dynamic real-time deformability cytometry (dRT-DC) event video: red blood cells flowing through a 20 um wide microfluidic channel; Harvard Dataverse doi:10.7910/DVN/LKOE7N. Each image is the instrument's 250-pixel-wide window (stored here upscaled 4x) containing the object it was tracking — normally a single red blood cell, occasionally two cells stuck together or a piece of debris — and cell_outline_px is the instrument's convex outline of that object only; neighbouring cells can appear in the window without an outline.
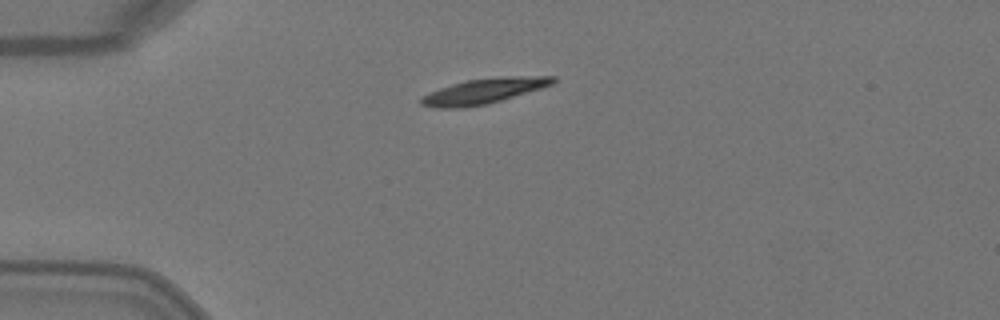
{"species": "Egyptian fruit bat (a non-hibernating species)", "species_latin": "Rousettus aegyptiacus", "temperature_condition": "warm", "stored_images_in_passage": 4, "camera_frame_rate_fps": 3000, "um_per_image_px": 0.085, "animal": {"sex": "female"}, "frame": {"image": 1, "passage_image": 1, "time_ms": 0.0, "image_size_px": [1000, 320], "cell_outline_px": [[556, 80], [552, 84], [540, 88], [488, 104], [464, 108], [436, 108], [420, 104], [420, 100], [424, 96], [440, 88], [452, 84], [468, 80], [500, 76], [556, 76]], "centroid_in_image_um": [41.13, 7.74], "position_along_channel_um": 43.9, "area_um2": 19.19}}
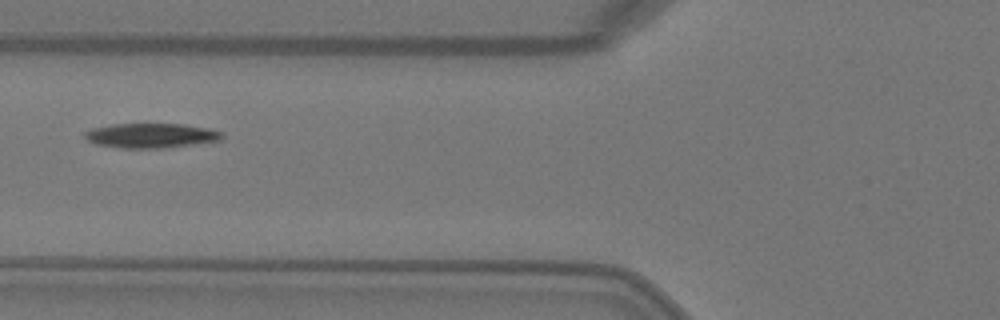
{"frame": {"image": 2, "passage_image": 3, "time_ms": 0.667, "image_size_px": [1000, 320], "cell_outline_px": [[224, 136], [220, 140], [164, 148], [120, 148], [96, 144], [88, 140], [84, 136], [84, 132], [92, 128], [112, 124], [184, 124], [208, 128], [224, 132]], "centroid_in_image_um": [12.84, 11.52], "position_along_channel_um": 113.0, "area_um2": 19.71}}